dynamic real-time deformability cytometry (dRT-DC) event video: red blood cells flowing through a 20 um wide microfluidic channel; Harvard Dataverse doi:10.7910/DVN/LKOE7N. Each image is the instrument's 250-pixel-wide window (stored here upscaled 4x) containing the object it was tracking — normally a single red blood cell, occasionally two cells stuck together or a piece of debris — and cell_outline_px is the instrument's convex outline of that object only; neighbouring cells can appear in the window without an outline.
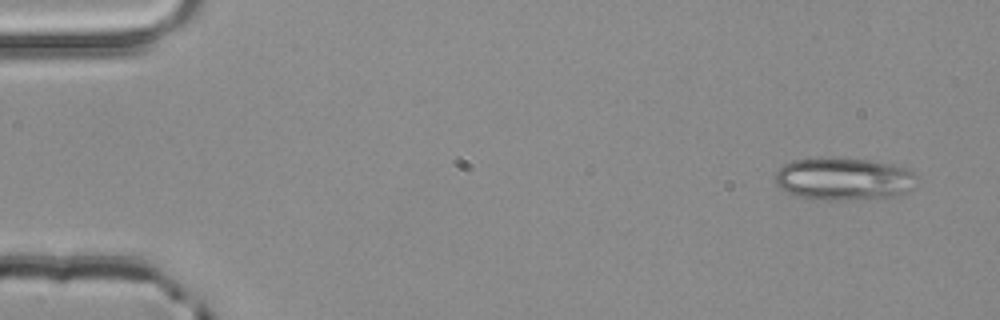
{"species": "common noctule bat (a hibernating species)", "species_latin": "Nyctalus noctula", "temperature_condition": "room temperature", "stored_images_in_passage": 3, "camera_frame_rate_fps": 3000, "um_per_image_px": 0.085, "animal": {"sex": "male", "body_mass_g": 20.4}, "frame": {"image": 1, "passage_image": 1, "time_ms": 0.0, "image_size_px": [1000, 320], "cell_outline_px": [[916, 176], [908, 188], [904, 192], [896, 196], [840, 200], [824, 200], [796, 196], [780, 188], [776, 184], [776, 172], [784, 164], [792, 160], [832, 156], [868, 160], [892, 164], [904, 168], [912, 172]], "centroid_in_image_um": [71.63, 15.18], "position_along_channel_um": 13.4, "area_um2": 34.91}}